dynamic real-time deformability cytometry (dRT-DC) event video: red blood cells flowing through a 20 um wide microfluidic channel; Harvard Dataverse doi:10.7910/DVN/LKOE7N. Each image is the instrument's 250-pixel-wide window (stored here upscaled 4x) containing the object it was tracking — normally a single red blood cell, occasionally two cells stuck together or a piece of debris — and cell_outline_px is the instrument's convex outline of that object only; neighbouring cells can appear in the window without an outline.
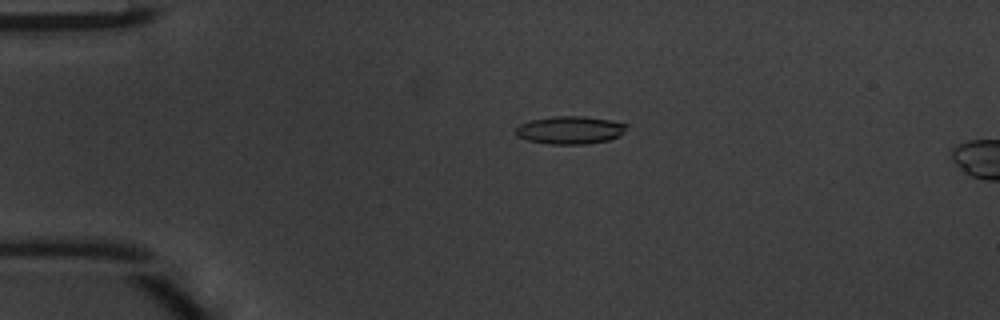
{"species": "common noctule bat (a hibernating species)", "species_latin": "Nyctalus noctula", "temperature_condition": "warm", "stored_images_in_passage": 15, "camera_frame_rate_fps": 3000, "um_per_image_px": 0.085, "animal": {"sex": "male", "body_mass_g": 20.1, "forearm_length_mm": 53.5}, "frame": {"image": 1, "passage_image": 11, "time_ms": 3.333, "image_size_px": [1000, 320], "cell_outline_px": [[628, 124], [620, 136], [608, 140], [584, 144], [552, 144], [528, 140], [516, 136], [516, 128], [520, 124], [532, 120], [552, 116], [584, 116], [612, 120]], "centroid_in_image_um": [48.47, 11.05], "position_along_channel_um": 36.5, "area_um2": 17.92}}